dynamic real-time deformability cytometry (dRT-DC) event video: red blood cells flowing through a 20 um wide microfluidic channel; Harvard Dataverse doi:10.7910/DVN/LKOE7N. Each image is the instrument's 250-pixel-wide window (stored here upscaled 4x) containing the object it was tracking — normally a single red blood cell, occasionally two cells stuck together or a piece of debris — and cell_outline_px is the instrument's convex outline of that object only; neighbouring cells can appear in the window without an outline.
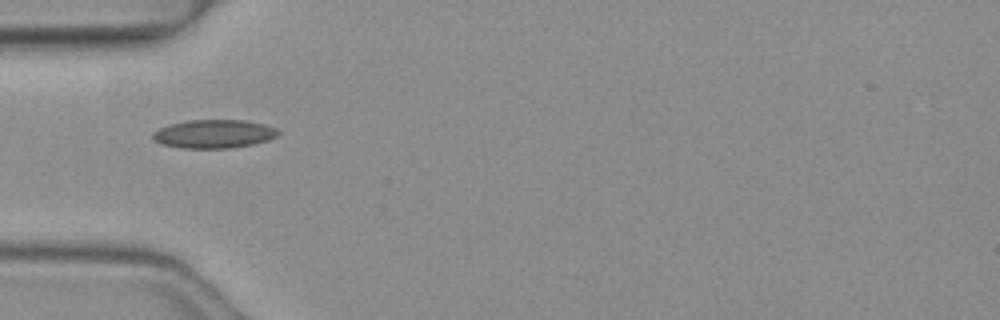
{"species": "common noctule bat (a hibernating species)", "species_latin": "Nyctalus noctula", "temperature_condition": "warm", "stored_images_in_passage": 2, "camera_frame_rate_fps": 3000, "um_per_image_px": 0.085, "animal": {"sex": "female", "body_mass_g": 19.3, "forearm_length_mm": 54.1}, "frame": {"image": 1, "passage_image": 1, "time_ms": 0.0, "image_size_px": [1000, 320], "cell_outline_px": [[280, 132], [276, 136], [268, 140], [252, 144], [232, 148], [180, 148], [160, 144], [152, 140], [152, 132], [168, 124], [188, 120], [244, 120], [264, 124], [276, 128]], "centroid_in_image_um": [18.14, 11.38], "position_along_channel_um": 66.9, "area_um2": 20.98}}
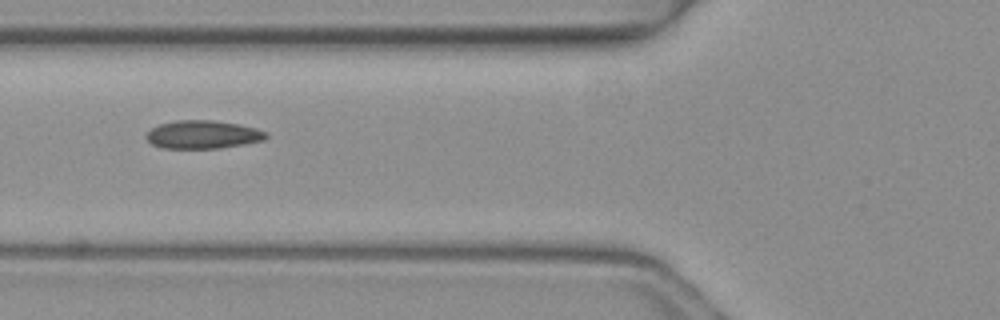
{"frame": {"image": 2, "passage_image": 2, "time_ms": 0.333, "image_size_px": [1000, 320], "cell_outline_px": [[268, 136], [264, 140], [244, 144], [220, 148], [160, 148], [152, 144], [144, 136], [152, 128], [160, 124], [176, 120], [212, 120], [240, 124], [256, 128], [268, 132]], "centroid_in_image_um": [17.26, 11.43], "position_along_channel_um": 108.5, "area_um2": 19.77}}